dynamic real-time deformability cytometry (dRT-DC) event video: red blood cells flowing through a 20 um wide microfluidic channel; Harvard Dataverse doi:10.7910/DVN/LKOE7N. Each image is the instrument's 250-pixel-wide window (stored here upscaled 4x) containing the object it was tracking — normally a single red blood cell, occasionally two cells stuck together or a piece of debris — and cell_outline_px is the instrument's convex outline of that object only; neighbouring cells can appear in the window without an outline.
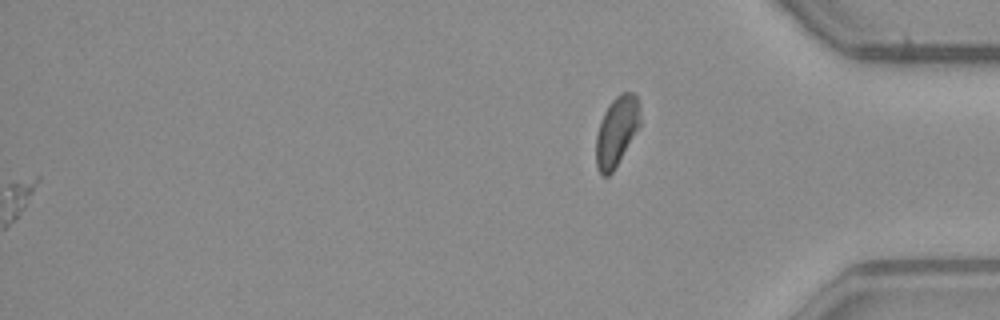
{"species": "common noctule bat (a hibernating species)", "species_latin": "Nyctalus noctula", "temperature_condition": "warm", "stored_images_in_passage": 53, "camera_frame_rate_fps": 3000, "um_per_image_px": 0.085, "animal": {"sex": "male", "body_mass_g": 23.1, "forearm_length_mm": 52.7}, "frame": {"image": 1, "passage_image": 53, "time_ms": 17.333, "image_size_px": [1000, 320], "cell_outline_px": [[640, 124], [612, 172], [608, 176], [604, 176], [596, 168], [596, 136], [604, 112], [608, 104], [620, 92], [632, 92], [636, 96], [640, 104]], "centroid_in_image_um": [52.41, 11.11], "position_along_channel_um": 382.8, "area_um2": 17.63}}